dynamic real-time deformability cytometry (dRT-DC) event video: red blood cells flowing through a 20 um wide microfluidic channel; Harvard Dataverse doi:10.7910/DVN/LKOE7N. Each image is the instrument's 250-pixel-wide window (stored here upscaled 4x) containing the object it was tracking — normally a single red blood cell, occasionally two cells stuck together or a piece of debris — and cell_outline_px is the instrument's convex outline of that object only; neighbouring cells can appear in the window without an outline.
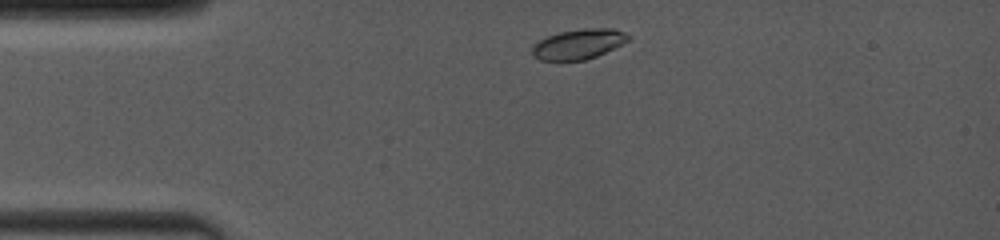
{"species": "common noctule bat (a hibernating species)", "species_latin": "Nyctalus noctula", "temperature_condition": "room temperature", "stored_images_in_passage": 2, "camera_frame_rate_fps": 4000, "um_per_image_px": 0.085, "animal": {"sex": "female", "body_mass_g": 19.0, "forearm_length_mm": 53.3}, "frame": {"image": 1, "passage_image": 1, "time_ms": 0.0, "image_size_px": [1000, 240], "cell_outline_px": [[632, 36], [628, 40], [596, 56], [584, 60], [540, 60], [532, 56], [532, 48], [540, 40], [548, 36], [560, 32], [584, 28], [612, 28], [624, 32]], "centroid_in_image_um": [49.17, 3.74], "position_along_channel_um": 35.8, "area_um2": 16.53}}